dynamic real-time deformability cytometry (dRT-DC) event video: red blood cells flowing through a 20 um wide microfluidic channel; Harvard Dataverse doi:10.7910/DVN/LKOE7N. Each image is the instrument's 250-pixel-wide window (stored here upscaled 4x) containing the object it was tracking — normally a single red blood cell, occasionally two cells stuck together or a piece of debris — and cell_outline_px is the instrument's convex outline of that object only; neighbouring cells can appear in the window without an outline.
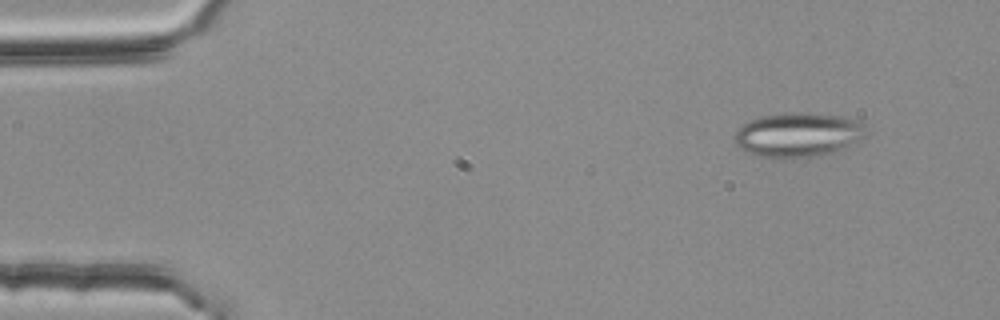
{"species": "common noctule bat (a hibernating species)", "species_latin": "Nyctalus noctula", "temperature_condition": "room temperature", "stored_images_in_passage": 50, "segment_of_instrument_passage": [1, 2], "camera_frame_rate_fps": 3000, "um_per_image_px": 0.085, "animal": {"sex": "female", "body_mass_g": 25.1}, "frame": {"image": 1, "passage_image": 1, "time_ms": 0.0, "image_size_px": [1000, 320], "cell_outline_px": [[868, 124], [864, 136], [860, 140], [832, 152], [812, 156], [780, 160], [760, 156], [744, 152], [736, 144], [732, 136], [736, 128], [760, 116], [784, 112], [804, 112], [844, 116], [860, 120]], "centroid_in_image_um": [67.81, 11.45], "position_along_channel_um": 17.2, "area_um2": 34.74}}